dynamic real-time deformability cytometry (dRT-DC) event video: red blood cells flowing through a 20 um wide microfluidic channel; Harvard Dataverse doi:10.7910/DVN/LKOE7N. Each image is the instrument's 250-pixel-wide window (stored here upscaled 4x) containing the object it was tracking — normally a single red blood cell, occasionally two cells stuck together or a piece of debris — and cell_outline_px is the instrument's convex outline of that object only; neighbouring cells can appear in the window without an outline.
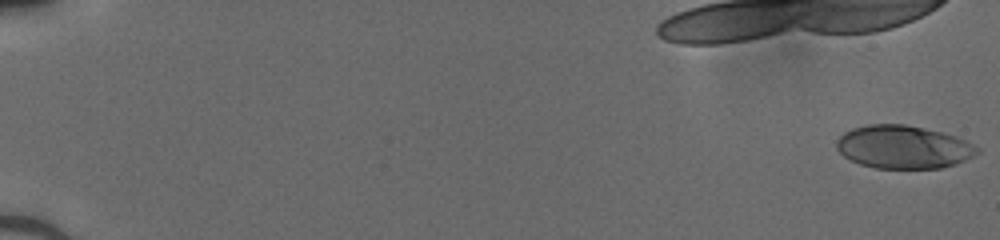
{"species": "human", "species_latin": "Homo sapiens", "temperature_condition": "cold", "stored_images_in_passage": 36, "camera_frame_rate_fps": 3000, "um_per_image_px": 0.085, "donor": {"sex": "male"}, "frame": {"image": 1, "passage_image": 1, "time_ms": 0.0, "image_size_px": [1000, 240], "cell_outline_px": [[980, 152], [964, 160], [940, 168], [876, 168], [860, 164], [844, 156], [836, 148], [836, 140], [844, 132], [852, 128], [868, 124], [904, 124], [940, 132], [956, 136], [980, 148]], "centroid_in_image_um": [76.75, 12.49], "position_along_channel_um": 8.2, "area_um2": 35.03}}